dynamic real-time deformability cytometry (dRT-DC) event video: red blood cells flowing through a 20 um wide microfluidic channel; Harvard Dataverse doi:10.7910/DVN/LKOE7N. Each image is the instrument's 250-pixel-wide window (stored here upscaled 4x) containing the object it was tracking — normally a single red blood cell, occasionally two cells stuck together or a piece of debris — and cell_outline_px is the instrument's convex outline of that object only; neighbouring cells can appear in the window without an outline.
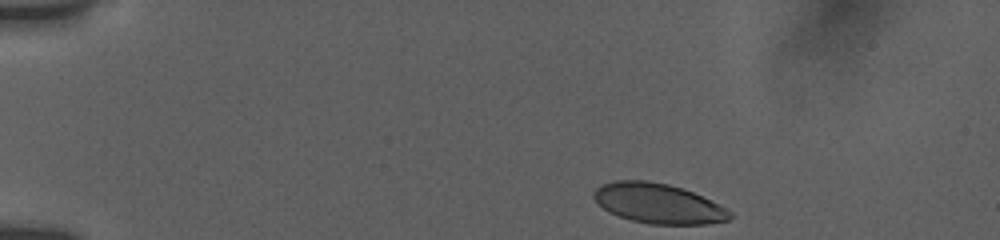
{"species": "human", "species_latin": "Homo sapiens", "temperature_condition": "room temperature", "stored_images_in_passage": 15, "camera_frame_rate_fps": 3000, "um_per_image_px": 0.085, "donor": {"sex": "female"}, "frame": {"image": 1, "passage_image": 1, "time_ms": 0.0, "image_size_px": [1000, 240], "cell_outline_px": [[732, 216], [728, 220], [704, 224], [652, 224], [632, 220], [608, 212], [592, 196], [592, 192], [600, 184], [616, 180], [648, 180], [668, 184], [692, 192], [732, 212]], "centroid_in_image_um": [55.89, 17.28], "position_along_channel_um": 29.1, "area_um2": 31.27}}
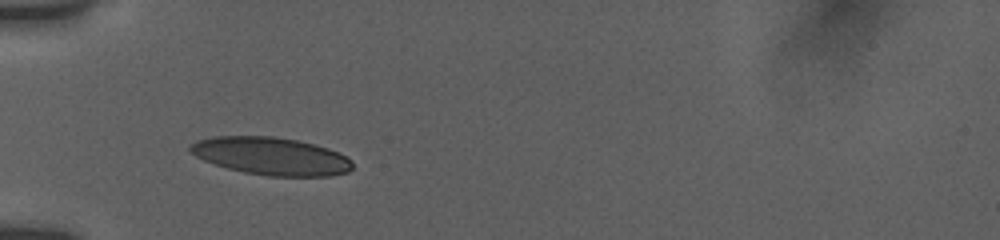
{"frame": {"image": 2, "passage_image": 14, "time_ms": 3.0, "image_size_px": [1000, 240], "cell_outline_px": [[352, 168], [348, 172], [332, 176], [268, 176], [244, 172], [228, 168], [204, 160], [196, 156], [188, 148], [196, 140], [216, 136], [272, 136], [296, 140], [328, 148], [352, 160]], "centroid_in_image_um": [23.05, 13.27], "position_along_channel_um": 62.0, "area_um2": 35.37}}